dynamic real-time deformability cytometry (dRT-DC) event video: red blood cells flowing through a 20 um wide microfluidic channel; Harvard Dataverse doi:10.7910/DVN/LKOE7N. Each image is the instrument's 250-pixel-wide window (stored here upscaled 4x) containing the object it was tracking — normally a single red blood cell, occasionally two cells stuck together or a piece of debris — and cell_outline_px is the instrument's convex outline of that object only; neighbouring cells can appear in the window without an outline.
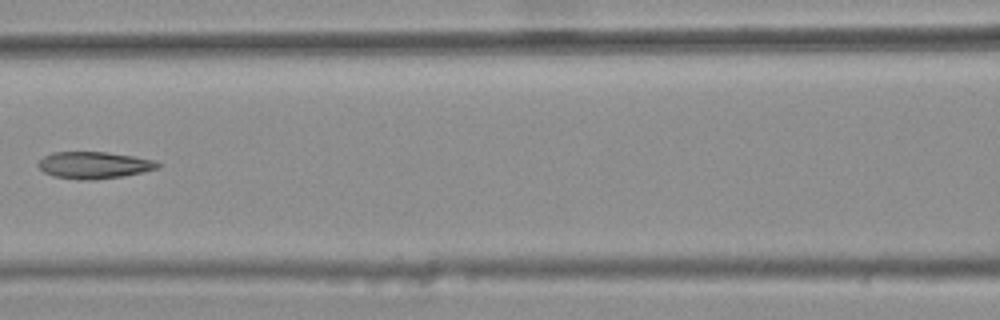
{"species": "common noctule bat (a hibernating species)", "species_latin": "Nyctalus noctula", "temperature_condition": "warm", "stored_images_in_passage": 8, "camera_frame_rate_fps": 3000, "um_per_image_px": 0.085, "animal": {"sex": "female", "body_mass_g": 25.1}, "frame": {"image": 1, "passage_image": 6, "time_ms": 1.667, "image_size_px": [1000, 320], "cell_outline_px": [[160, 168], [144, 172], [124, 176], [96, 180], [84, 180], [56, 176], [44, 172], [36, 164], [44, 156], [52, 152], [108, 152], [156, 160], [160, 164]], "centroid_in_image_um": [8.03, 14.03], "position_along_channel_um": 158.6, "area_um2": 18.79}}
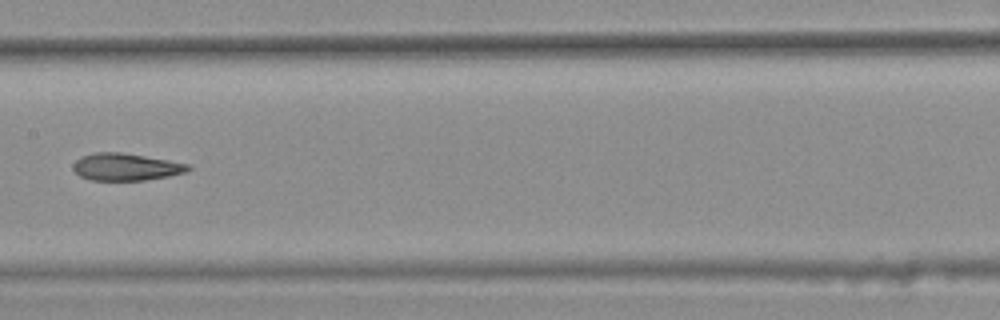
{"frame": {"image": 2, "passage_image": 7, "time_ms": 2.0, "image_size_px": [1000, 320], "cell_outline_px": [[192, 168], [188, 172], [168, 176], [144, 180], [92, 180], [80, 176], [72, 168], [72, 164], [80, 156], [92, 152], [120, 152], [168, 160], [188, 164]], "centroid_in_image_um": [10.68, 14.18], "position_along_channel_um": 196.7, "area_um2": 18.26}}
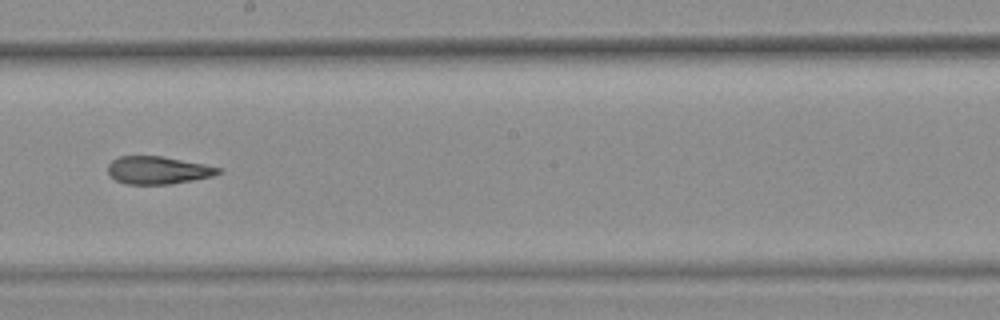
{"frame": {"image": 3, "passage_image": 8, "time_ms": 2.333, "image_size_px": [1000, 320], "cell_outline_px": [[224, 172], [212, 176], [172, 184], [124, 184], [116, 180], [108, 172], [108, 164], [112, 160], [120, 156], [160, 156], [204, 164], [224, 168]], "centroid_in_image_um": [13.46, 14.47], "position_along_channel_um": 234.7, "area_um2": 17.86}}